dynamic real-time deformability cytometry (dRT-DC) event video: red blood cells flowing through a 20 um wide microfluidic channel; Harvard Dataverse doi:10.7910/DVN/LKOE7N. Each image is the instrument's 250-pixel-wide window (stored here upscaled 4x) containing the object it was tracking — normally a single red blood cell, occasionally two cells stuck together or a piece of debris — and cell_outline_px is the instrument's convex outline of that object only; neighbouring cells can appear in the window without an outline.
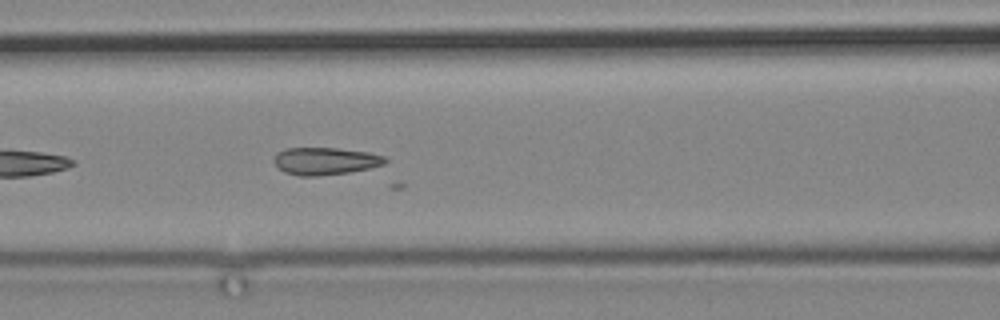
{"species": "common noctule bat (a hibernating species)", "species_latin": "Nyctalus noctula", "temperature_condition": "cold", "stored_images_in_passage": 11, "camera_frame_rate_fps": 3000, "um_per_image_px": 0.085, "animal": {"sex": "male", "body_mass_g": 19.2, "forearm_length_mm": 51.8}, "frame": {"image": 1, "passage_image": 11, "time_ms": 13.0, "image_size_px": [1000, 320], "cell_outline_px": [[388, 160], [384, 164], [368, 168], [348, 172], [316, 176], [300, 176], [284, 172], [276, 168], [272, 160], [276, 152], [284, 148], [336, 148], [368, 152], [384, 156]], "centroid_in_image_um": [27.57, 13.68], "position_along_channel_um": 139.0, "area_um2": 17.86}}